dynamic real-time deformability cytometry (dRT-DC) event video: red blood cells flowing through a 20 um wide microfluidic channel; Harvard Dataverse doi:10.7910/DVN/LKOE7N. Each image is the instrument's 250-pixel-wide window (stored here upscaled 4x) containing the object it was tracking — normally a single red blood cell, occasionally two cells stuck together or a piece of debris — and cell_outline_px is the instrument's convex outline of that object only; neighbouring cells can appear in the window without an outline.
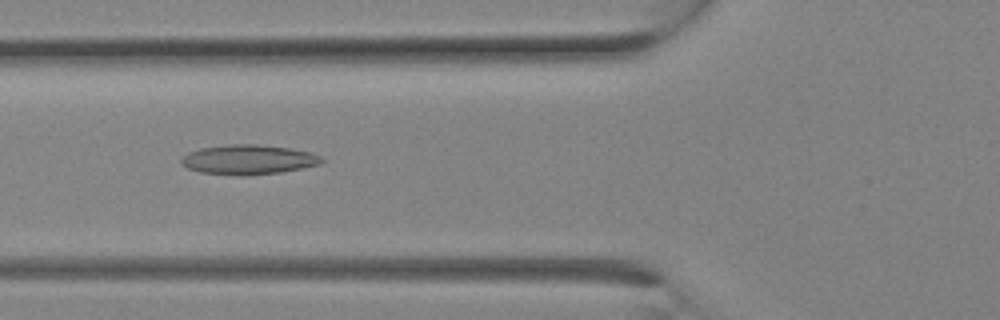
{"species": "Egyptian fruit bat (a non-hibernating species)", "species_latin": "Rousettus aegyptiacus", "temperature_condition": "room temperature", "stored_images_in_passage": 26, "camera_frame_rate_fps": 3000, "um_per_image_px": 0.085, "animal": {"sex": "female"}, "frame": {"image": 1, "passage_image": 10, "time_ms": 3.0, "image_size_px": [1000, 320], "cell_outline_px": [[324, 160], [320, 164], [304, 168], [280, 172], [248, 176], [236, 176], [200, 172], [188, 168], [180, 164], [180, 160], [188, 152], [200, 148], [232, 144], [256, 144], [288, 148], [308, 152], [320, 156]], "centroid_in_image_um": [21.08, 13.58], "position_along_channel_um": 104.7, "area_um2": 24.33}}
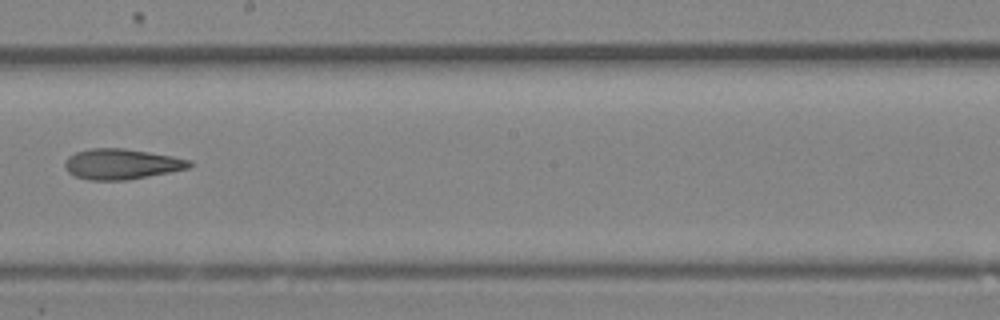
{"frame": {"image": 2, "passage_image": 15, "time_ms": 4.667, "image_size_px": [1000, 320], "cell_outline_px": [[196, 164], [188, 168], [128, 180], [88, 180], [76, 176], [68, 172], [64, 164], [64, 160], [68, 156], [76, 152], [92, 148], [124, 148], [172, 156], [192, 160]], "centroid_in_image_um": [10.34, 13.94], "position_along_channel_um": 237.9, "area_um2": 22.14}}
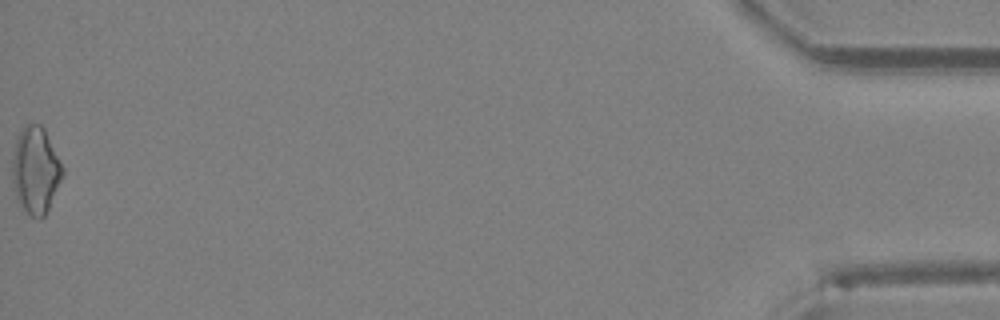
{"frame": {"image": 3, "passage_image": 26, "time_ms": 8.333, "image_size_px": [1000, 320], "cell_outline_px": [[64, 172], [48, 208], [44, 216], [40, 220], [32, 216], [20, 204], [16, 196], [12, 180], [12, 156], [16, 140], [20, 132], [28, 124], [40, 124], [44, 128], [64, 168]], "centroid_in_image_um": [3.02, 14.46], "position_along_channel_um": 432.2, "area_um2": 25.03}}